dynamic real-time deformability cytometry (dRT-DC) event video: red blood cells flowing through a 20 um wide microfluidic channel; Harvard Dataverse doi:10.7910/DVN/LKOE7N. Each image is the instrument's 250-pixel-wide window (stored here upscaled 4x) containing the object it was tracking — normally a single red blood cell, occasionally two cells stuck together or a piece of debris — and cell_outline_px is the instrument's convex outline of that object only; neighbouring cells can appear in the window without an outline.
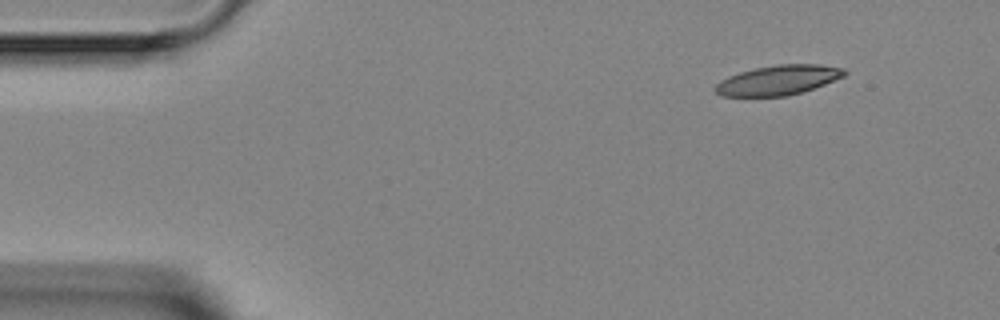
{"species": "Egyptian fruit bat (a non-hibernating species)", "species_latin": "Rousettus aegyptiacus", "temperature_condition": "room temperature", "stored_images_in_passage": 3, "camera_frame_rate_fps": 3000, "um_per_image_px": 0.085, "animal": {"sex": "female"}, "frame": {"image": 1, "passage_image": 1, "time_ms": 0.0, "image_size_px": [1000, 320], "cell_outline_px": [[848, 72], [844, 76], [824, 84], [788, 96], [720, 96], [712, 88], [720, 80], [728, 76], [740, 72], [756, 68], [776, 64], [820, 64], [844, 68]], "centroid_in_image_um": [66.12, 6.8], "position_along_channel_um": 18.9, "area_um2": 22.37}}